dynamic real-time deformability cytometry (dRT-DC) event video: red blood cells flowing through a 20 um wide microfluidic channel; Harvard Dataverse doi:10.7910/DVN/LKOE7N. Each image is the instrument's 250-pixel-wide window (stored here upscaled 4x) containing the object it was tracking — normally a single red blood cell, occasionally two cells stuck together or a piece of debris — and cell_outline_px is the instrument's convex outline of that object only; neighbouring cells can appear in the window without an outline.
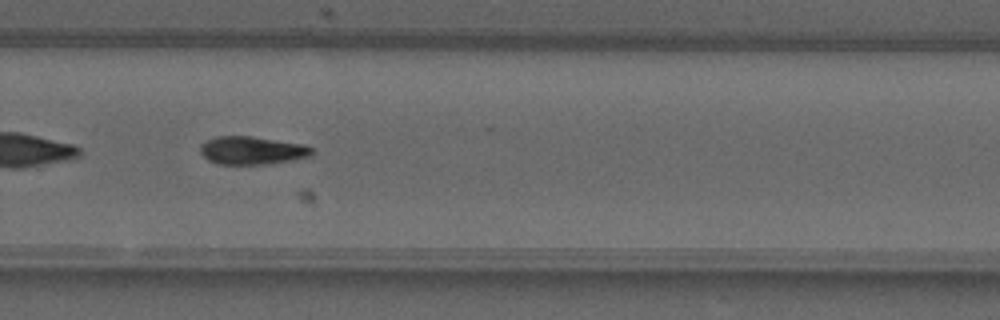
{"species": "common noctule bat (a hibernating species)", "species_latin": "Nyctalus noctula", "temperature_condition": "warm", "stored_images_in_passage": 32, "camera_frame_rate_fps": 3000, "um_per_image_px": 0.085, "animal": {"sex": "male", "forearm_length_mm": 52.5}, "frame": {"image": 1, "passage_image": 19, "time_ms": 6.0, "image_size_px": [1000, 320], "cell_outline_px": [[312, 156], [268, 164], [216, 164], [208, 160], [200, 152], [200, 144], [216, 136], [252, 136], [304, 144], [312, 148]], "centroid_in_image_um": [21.41, 12.78], "position_along_channel_um": 308.4, "area_um2": 18.26}}
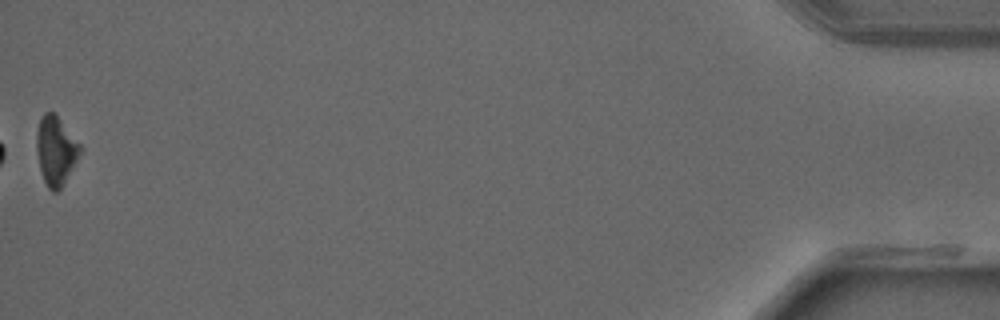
{"frame": {"image": 2, "passage_image": 32, "time_ms": 10.333, "image_size_px": [1000, 320], "cell_outline_px": [[84, 148], [64, 184], [56, 192], [52, 192], [48, 188], [44, 180], [40, 168], [36, 152], [36, 132], [40, 120], [44, 112], [56, 112]], "centroid_in_image_um": [4.77, 12.77], "position_along_channel_um": 430.4, "area_um2": 17.86}}